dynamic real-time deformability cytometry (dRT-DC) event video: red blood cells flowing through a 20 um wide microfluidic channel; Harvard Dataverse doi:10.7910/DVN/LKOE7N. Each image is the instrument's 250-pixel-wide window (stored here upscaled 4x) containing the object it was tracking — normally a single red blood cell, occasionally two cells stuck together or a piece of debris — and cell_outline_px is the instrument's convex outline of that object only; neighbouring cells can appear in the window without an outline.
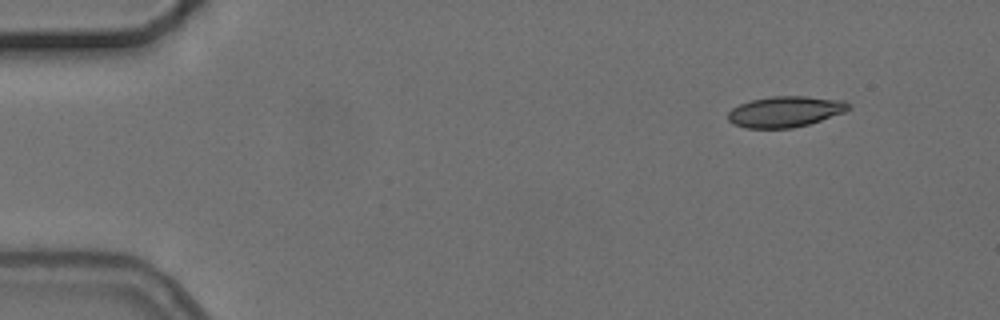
{"species": "common noctule bat (a hibernating species)", "species_latin": "Nyctalus noctula", "temperature_condition": "cold", "stored_images_in_passage": 4, "camera_frame_rate_fps": 3000, "um_per_image_px": 0.085, "animal": {"sex": "female", "body_mass_g": 24.6, "forearm_length_mm": 56.2}, "frame": {"image": 1, "passage_image": 1, "time_ms": 0.0, "image_size_px": [1000, 320], "cell_outline_px": [[852, 108], [844, 112], [808, 124], [792, 128], [744, 128], [732, 124], [728, 120], [728, 112], [732, 108], [740, 104], [752, 100], [772, 96], [804, 96], [844, 100], [852, 104]], "centroid_in_image_um": [66.75, 9.49], "position_along_channel_um": 18.3, "area_um2": 21.73}}
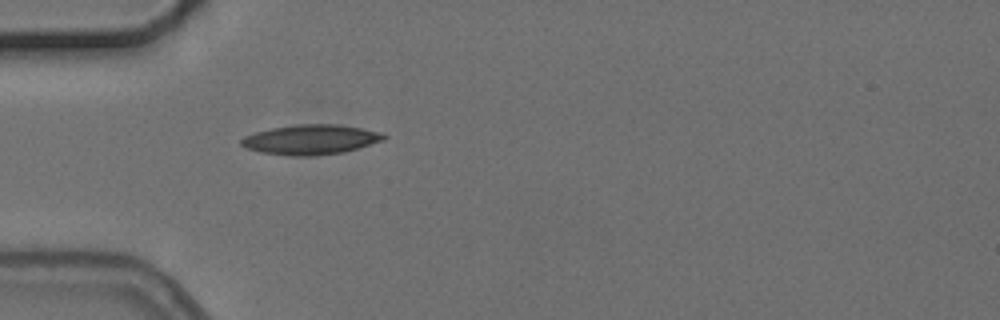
{"frame": {"image": 2, "passage_image": 4, "time_ms": 3.667, "image_size_px": [1000, 320], "cell_outline_px": [[388, 136], [384, 140], [344, 152], [312, 156], [288, 156], [260, 152], [248, 148], [240, 144], [240, 140], [244, 136], [256, 132], [272, 128], [296, 124], [340, 124], [384, 132]], "centroid_in_image_um": [26.45, 11.86], "position_along_channel_um": 58.6, "area_um2": 24.97}}